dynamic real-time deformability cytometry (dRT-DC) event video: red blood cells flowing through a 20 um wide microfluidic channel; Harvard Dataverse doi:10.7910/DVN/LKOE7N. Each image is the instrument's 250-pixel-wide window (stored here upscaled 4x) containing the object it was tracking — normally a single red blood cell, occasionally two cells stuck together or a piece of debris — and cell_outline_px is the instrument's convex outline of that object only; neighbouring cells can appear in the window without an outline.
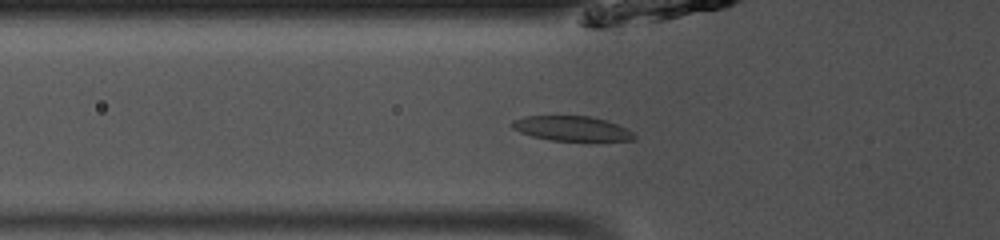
{"species": "common noctule bat (a hibernating species)", "species_latin": "Nyctalus noctula", "temperature_condition": "room temperature", "stored_images_in_passage": 44, "camera_frame_rate_fps": 3000, "um_per_image_px": 0.085, "animal": {"sex": "male", "body_mass_g": 13.0, "forearm_length_mm": 53.1}, "frame": {"image": 1, "passage_image": 11, "time_ms": 3.333, "image_size_px": [1000, 240], "cell_outline_px": [[636, 140], [552, 140], [532, 136], [520, 132], [512, 128], [512, 120], [524, 116], [592, 116], [616, 124], [632, 132], [636, 136]], "centroid_in_image_um": [48.56, 10.91], "position_along_channel_um": 77.2, "area_um2": 17.34}}
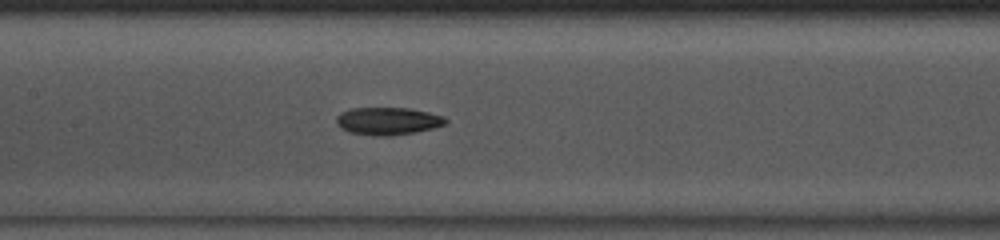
{"frame": {"image": 2, "passage_image": 18, "time_ms": 5.667, "image_size_px": [1000, 240], "cell_outline_px": [[448, 120], [444, 124], [432, 128], [416, 132], [392, 136], [376, 136], [348, 132], [340, 128], [336, 124], [336, 116], [340, 112], [352, 108], [408, 108], [428, 112], [444, 116]], "centroid_in_image_um": [32.93, 10.29], "position_along_channel_um": 174.5, "area_um2": 17.69}}
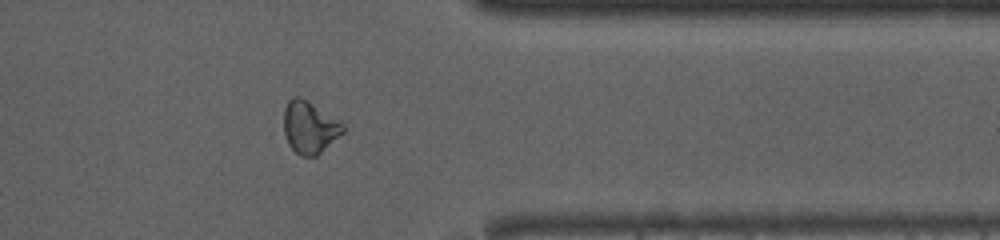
{"frame": {"image": 3, "passage_image": 34, "time_ms": 11.0, "image_size_px": [1000, 240], "cell_outline_px": [[344, 132], [316, 156], [300, 156], [288, 144], [284, 132], [284, 108], [288, 100], [292, 96], [300, 96], [344, 124]], "centroid_in_image_um": [26.29, 10.81], "position_along_channel_um": 385.1, "area_um2": 17.8}, "authors_computed_cell_mechanics": {"area_um2": 17.629, "velocity_mm_per_s": 4.0881, "shape_relaxation_time_tau1_ms": 11.2385, "shape_relaxation_time_tau2_ms": 5.7805, "deformation_change_tau1": 0.2425, "deformation_change_tau2": 0.1304}}